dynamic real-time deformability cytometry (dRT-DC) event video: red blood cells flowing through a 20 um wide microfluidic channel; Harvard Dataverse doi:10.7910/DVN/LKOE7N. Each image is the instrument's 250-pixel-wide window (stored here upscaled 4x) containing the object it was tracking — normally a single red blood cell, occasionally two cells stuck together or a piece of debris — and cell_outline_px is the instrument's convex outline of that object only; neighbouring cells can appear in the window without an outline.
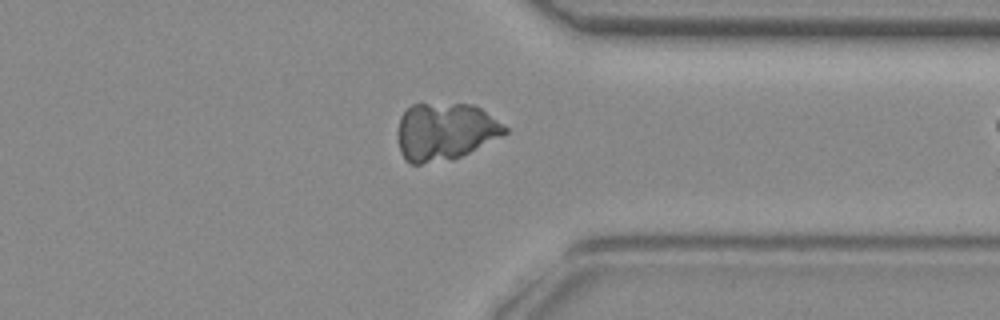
{"species": "common noctule bat (a hibernating species)", "species_latin": "Nyctalus noctula", "temperature_condition": "room temperature", "stored_images_in_passage": 30, "camera_frame_rate_fps": 3000, "um_per_image_px": 0.085, "animal": {"sex": "female", "body_mass_g": 29.2, "forearm_length_mm": 56.3}, "frame": {"image": 1, "passage_image": 29, "time_ms": 9.333, "image_size_px": [1000, 320], "cell_outline_px": [[508, 132], [452, 160], [420, 164], [408, 164], [404, 160], [400, 152], [396, 136], [400, 116], [412, 104], [472, 104], [480, 108], [508, 128]], "centroid_in_image_um": [37.76, 11.2], "position_along_channel_um": 373.6, "area_um2": 35.84}}